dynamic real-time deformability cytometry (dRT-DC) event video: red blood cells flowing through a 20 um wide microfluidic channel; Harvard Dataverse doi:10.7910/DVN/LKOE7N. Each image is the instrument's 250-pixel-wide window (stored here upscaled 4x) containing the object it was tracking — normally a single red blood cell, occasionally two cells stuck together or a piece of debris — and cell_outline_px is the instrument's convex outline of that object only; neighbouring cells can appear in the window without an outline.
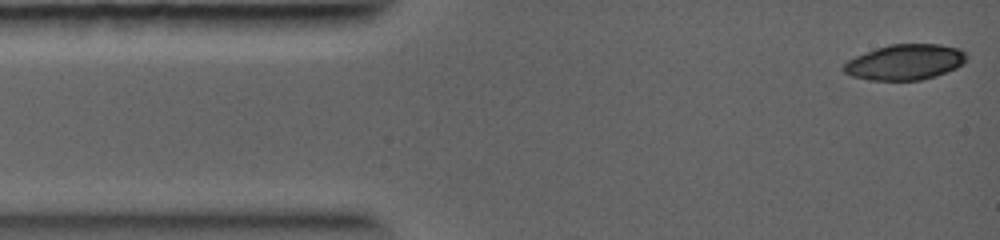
{"species": "common noctule bat (a hibernating species)", "species_latin": "Nyctalus noctula", "temperature_condition": "warm", "stored_images_in_passage": 5, "camera_frame_rate_fps": 5000, "um_per_image_px": 0.085, "animal": {"sex": "female", "body_mass_g": 19.0, "forearm_length_mm": 56.7}, "frame": {"image": 1, "passage_image": 1, "time_ms": 0.0, "image_size_px": [1000, 240], "cell_outline_px": [[968, 60], [964, 64], [956, 68], [936, 76], [920, 80], [872, 80], [852, 76], [844, 72], [840, 68], [848, 60], [856, 56], [876, 48], [888, 44], [940, 44], [960, 48], [968, 56]], "centroid_in_image_um": [76.96, 5.27], "position_along_channel_um": 8.0, "area_um2": 25.61}}